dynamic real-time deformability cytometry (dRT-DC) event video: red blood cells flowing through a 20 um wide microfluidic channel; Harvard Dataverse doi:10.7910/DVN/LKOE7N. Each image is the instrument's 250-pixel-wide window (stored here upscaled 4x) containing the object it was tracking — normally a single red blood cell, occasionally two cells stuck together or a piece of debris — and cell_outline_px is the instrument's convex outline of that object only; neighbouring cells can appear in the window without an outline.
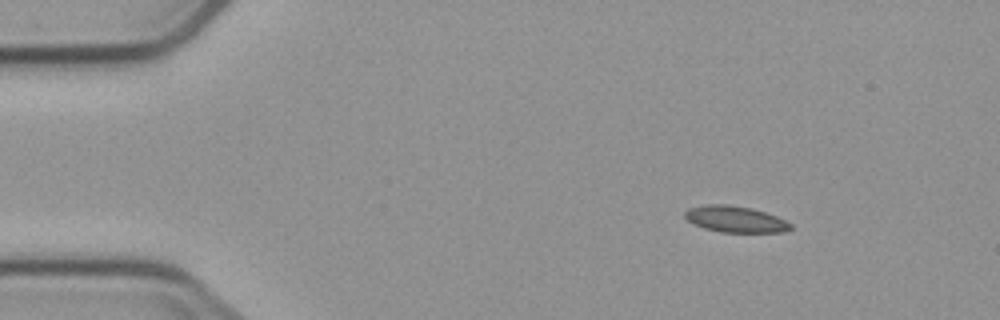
{"species": "common noctule bat (a hibernating species)", "species_latin": "Nyctalus noctula", "temperature_condition": "cold", "stored_images_in_passage": 4, "camera_frame_rate_fps": 3000, "um_per_image_px": 0.085, "animal": {"sex": "male", "body_mass_g": 23.1, "forearm_length_mm": 52.7}, "frame": {"image": 1, "passage_image": 1, "time_ms": 0.0, "image_size_px": [1000, 320], "cell_outline_px": [[792, 228], [784, 232], [720, 232], [704, 228], [692, 224], [684, 216], [684, 212], [688, 208], [708, 204], [728, 204], [752, 208], [776, 216], [792, 224]], "centroid_in_image_um": [62.47, 18.63], "position_along_channel_um": 22.5, "area_um2": 16.24}}